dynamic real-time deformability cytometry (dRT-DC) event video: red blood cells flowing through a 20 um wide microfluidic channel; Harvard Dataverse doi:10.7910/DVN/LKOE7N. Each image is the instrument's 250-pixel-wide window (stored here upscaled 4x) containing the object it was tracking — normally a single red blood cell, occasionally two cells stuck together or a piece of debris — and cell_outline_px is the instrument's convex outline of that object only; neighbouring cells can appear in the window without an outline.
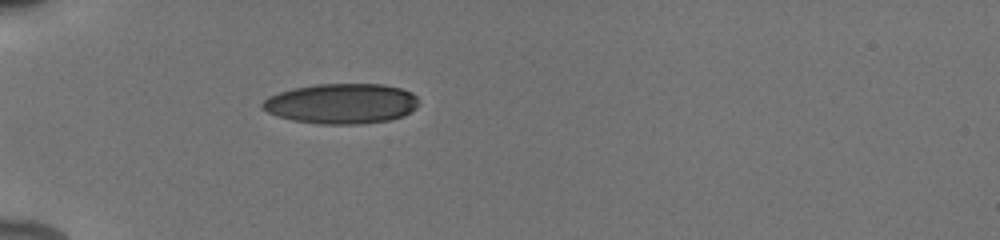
{"species": "human", "species_latin": "Homo sapiens", "temperature_condition": "cold", "stored_images_in_passage": 37, "camera_frame_rate_fps": 3000, "um_per_image_px": 0.085, "donor": {"sex": "male"}, "frame": {"image": 1, "passage_image": 1, "time_ms": 0.0, "image_size_px": [1000, 240], "cell_outline_px": [[420, 104], [416, 108], [404, 116], [388, 120], [360, 124], [320, 124], [292, 120], [268, 112], [260, 108], [260, 104], [268, 96], [292, 88], [316, 84], [380, 84], [400, 88], [412, 92], [416, 96]], "centroid_in_image_um": [29.03, 8.8], "position_along_channel_um": 56.0, "area_um2": 36.76}}
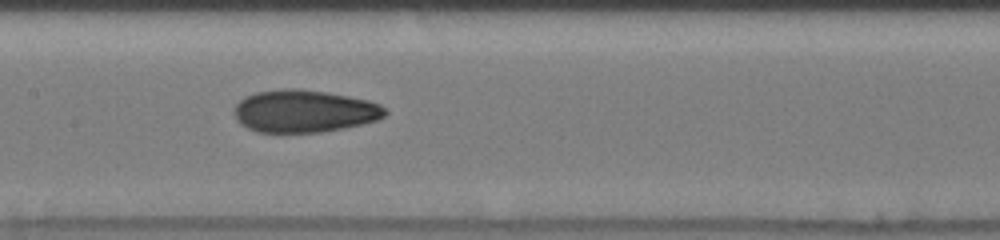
{"frame": {"image": 2, "passage_image": 12, "time_ms": 3.667, "image_size_px": [1000, 240], "cell_outline_px": [[388, 112], [384, 116], [376, 120], [344, 128], [320, 132], [260, 132], [248, 128], [240, 124], [236, 120], [236, 104], [244, 96], [256, 92], [280, 88], [296, 88], [328, 92], [368, 100], [380, 104]], "centroid_in_image_um": [25.85, 9.43], "position_along_channel_um": 181.5, "area_um2": 37.28}}
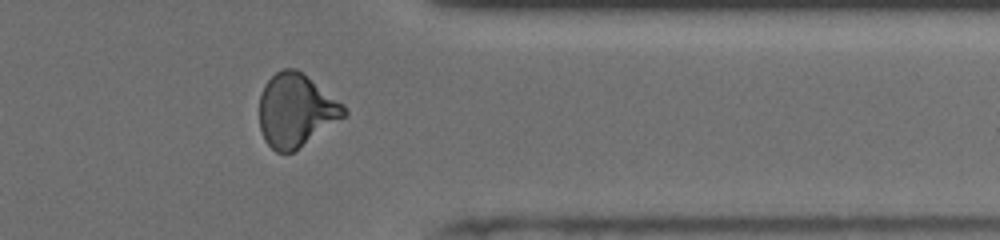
{"frame": {"image": 3, "passage_image": 28, "time_ms": 9.0, "image_size_px": [1000, 240], "cell_outline_px": [[348, 112], [344, 116], [292, 152], [276, 152], [264, 140], [260, 128], [260, 96], [264, 84], [276, 72], [284, 68], [296, 68], [344, 104]], "centroid_in_image_um": [25.13, 9.36], "position_along_channel_um": 386.3, "area_um2": 35.49}, "authors_computed_cell_mechanics": {"area_um2": 36.0094, "velocity_mm_per_s": 3.9354, "shape_relaxation_time_tau1_ms": 4.9158, "shape_relaxation_time_tau2_ms": 2.1376, "deformation_change_tau1": 0.1608, "deformation_change_tau2": 0.0814}}